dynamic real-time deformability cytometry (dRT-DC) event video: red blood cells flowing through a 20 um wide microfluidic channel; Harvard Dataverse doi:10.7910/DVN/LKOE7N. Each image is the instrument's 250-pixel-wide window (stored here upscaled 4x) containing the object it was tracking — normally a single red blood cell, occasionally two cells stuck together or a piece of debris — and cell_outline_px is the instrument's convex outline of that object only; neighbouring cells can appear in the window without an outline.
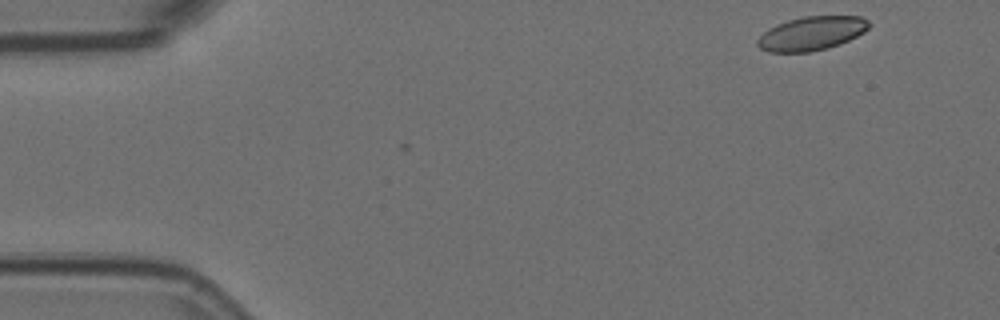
{"species": "Egyptian fruit bat (a non-hibernating species)", "species_latin": "Rousettus aegyptiacus", "temperature_condition": "room temperature", "stored_images_in_passage": 2, "camera_frame_rate_fps": 3000, "um_per_image_px": 0.085, "animal": {"sex": "female"}, "frame": {"image": 1, "passage_image": 2, "time_ms": 0.333, "image_size_px": [1000, 320], "cell_outline_px": [[872, 24], [864, 32], [840, 44], [828, 48], [808, 52], [768, 52], [760, 48], [756, 44], [756, 40], [768, 28], [776, 24], [788, 20], [804, 16], [860, 16], [868, 20]], "centroid_in_image_um": [68.97, 2.84], "position_along_channel_um": 16.0, "area_um2": 22.08}}